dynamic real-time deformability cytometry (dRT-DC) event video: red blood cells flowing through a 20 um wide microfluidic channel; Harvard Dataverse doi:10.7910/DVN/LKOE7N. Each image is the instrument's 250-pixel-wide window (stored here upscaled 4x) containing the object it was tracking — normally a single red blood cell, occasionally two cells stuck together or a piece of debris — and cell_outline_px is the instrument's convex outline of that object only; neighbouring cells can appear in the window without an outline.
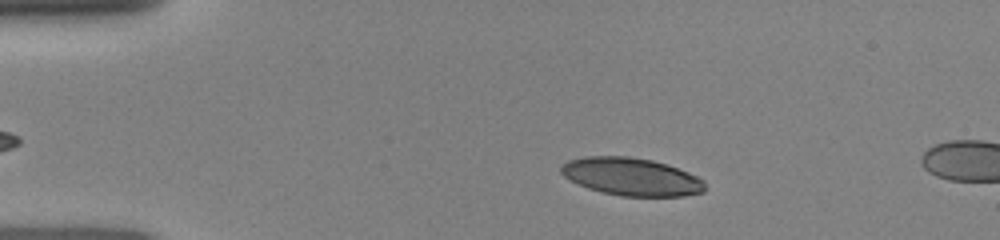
{"species": "human", "species_latin": "Homo sapiens", "temperature_condition": "room temperature", "stored_images_in_passage": 14, "camera_frame_rate_fps": 3000, "um_per_image_px": 0.085, "donor": {"sex": "female"}, "frame": {"image": 1, "passage_image": 3, "time_ms": 1.333, "image_size_px": [1000, 240], "cell_outline_px": [[704, 192], [684, 196], [620, 196], [588, 188], [564, 176], [560, 172], [560, 168], [568, 160], [584, 156], [628, 156], [652, 160], [668, 164], [688, 172], [704, 180]], "centroid_in_image_um": [53.68, 15.01], "position_along_channel_um": 31.3, "area_um2": 31.56}}
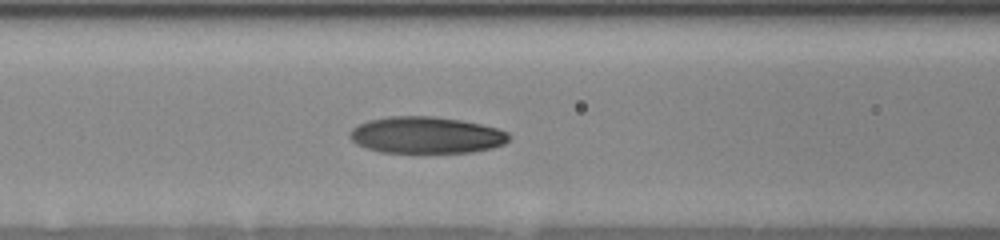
{"frame": {"image": 2, "passage_image": 10, "time_ms": 5.0, "image_size_px": [1000, 240], "cell_outline_px": [[512, 136], [504, 144], [492, 148], [472, 152], [380, 152], [364, 148], [356, 144], [348, 136], [348, 132], [352, 128], [368, 120], [388, 116], [432, 116], [460, 120], [480, 124], [496, 128], [508, 132]], "centroid_in_image_um": [36.2, 11.48], "position_along_channel_um": 130.4, "area_um2": 34.1}}
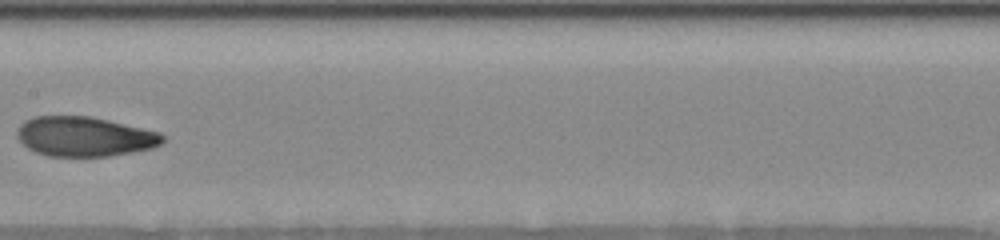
{"frame": {"image": 3, "passage_image": 13, "time_ms": 6.667, "image_size_px": [1000, 240], "cell_outline_px": [[164, 140], [160, 144], [152, 148], [132, 152], [108, 156], [48, 156], [36, 152], [28, 148], [16, 136], [16, 132], [20, 124], [24, 120], [32, 116], [92, 116], [160, 132], [164, 136]], "centroid_in_image_um": [7.17, 11.59], "position_along_channel_um": 200.2, "area_um2": 33.76}}